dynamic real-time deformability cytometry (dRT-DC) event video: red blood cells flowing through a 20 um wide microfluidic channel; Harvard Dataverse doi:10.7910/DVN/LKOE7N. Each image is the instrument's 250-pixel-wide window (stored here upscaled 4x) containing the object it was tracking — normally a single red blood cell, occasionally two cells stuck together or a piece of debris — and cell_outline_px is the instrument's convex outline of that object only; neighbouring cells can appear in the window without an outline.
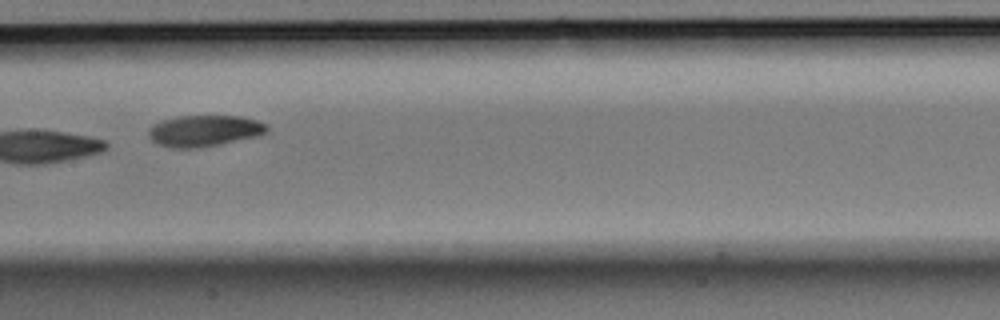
{"species": "Egyptian fruit bat (a non-hibernating species)", "species_latin": "Rousettus aegyptiacus", "temperature_condition": "room temperature", "stored_images_in_passage": 9, "camera_frame_rate_fps": 3000, "um_per_image_px": 0.085, "animal": {"sex": "male"}, "frame": {"image": 1, "passage_image": 8, "time_ms": 2.333, "image_size_px": [1000, 320], "cell_outline_px": [[268, 132], [260, 136], [196, 148], [172, 148], [160, 144], [152, 140], [148, 136], [148, 132], [152, 124], [176, 116], [240, 116], [256, 120], [268, 124]], "centroid_in_image_um": [17.39, 11.11], "position_along_channel_um": 190.0, "area_um2": 21.56}}
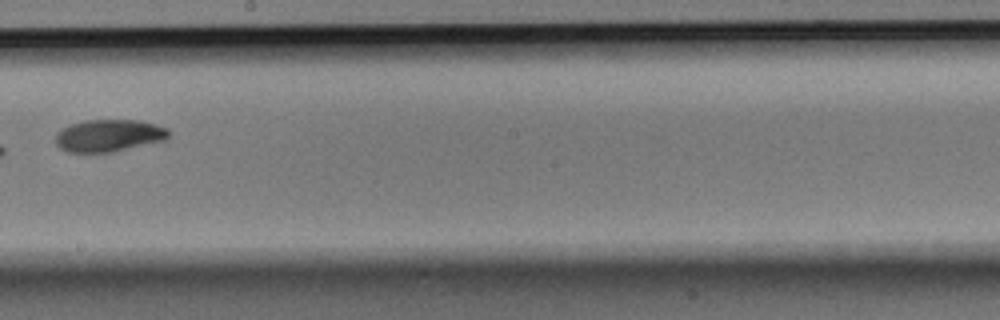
{"frame": {"image": 2, "passage_image": 9, "time_ms": 2.667, "image_size_px": [1000, 320], "cell_outline_px": [[168, 136], [164, 140], [112, 152], [68, 152], [60, 148], [56, 144], [56, 132], [72, 124], [84, 120], [140, 120], [156, 124], [168, 128]], "centroid_in_image_um": [9.24, 11.51], "position_along_channel_um": 239.0, "area_um2": 21.1}}